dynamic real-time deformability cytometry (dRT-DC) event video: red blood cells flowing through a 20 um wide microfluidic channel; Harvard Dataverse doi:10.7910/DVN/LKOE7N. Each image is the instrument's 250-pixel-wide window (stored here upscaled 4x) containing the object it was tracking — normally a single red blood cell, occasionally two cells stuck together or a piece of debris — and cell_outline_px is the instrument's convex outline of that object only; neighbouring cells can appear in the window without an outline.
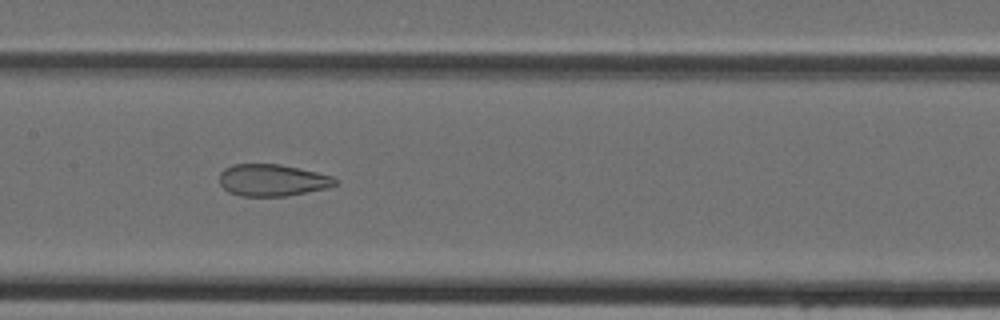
{"species": "Egyptian fruit bat (a non-hibernating species)", "species_latin": "Rousettus aegyptiacus", "temperature_condition": "cold", "stored_images_in_passage": 44, "camera_frame_rate_fps": 3000, "um_per_image_px": 0.085, "animal": {"sex": "female"}, "frame": {"image": 1, "passage_image": 20, "time_ms": 6.333, "image_size_px": [1000, 320], "cell_outline_px": [[336, 184], [324, 188], [288, 196], [240, 196], [228, 192], [220, 184], [220, 172], [224, 168], [232, 164], [280, 164], [300, 168], [332, 176], [336, 180]], "centroid_in_image_um": [23.1, 15.31], "position_along_channel_um": 184.3, "area_um2": 21.44}}
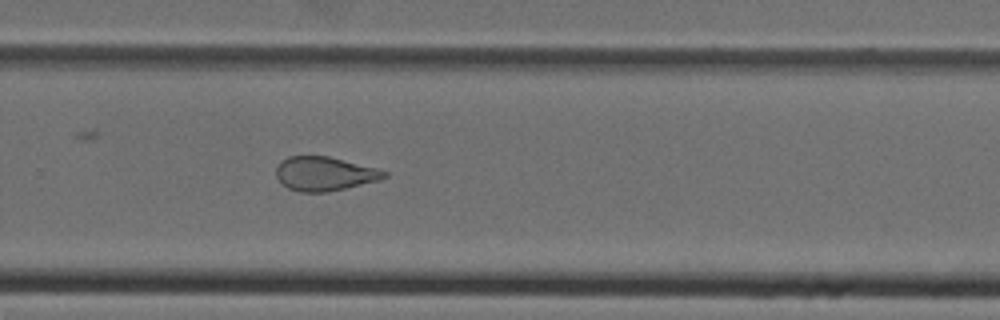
{"frame": {"image": 2, "passage_image": 28, "time_ms": 9.0, "image_size_px": [1000, 320], "cell_outline_px": [[388, 176], [380, 180], [328, 192], [300, 192], [288, 188], [276, 176], [276, 168], [280, 160], [288, 156], [328, 156], [376, 168], [388, 172]], "centroid_in_image_um": [27.58, 14.76], "position_along_channel_um": 302.2, "area_um2": 21.39}}
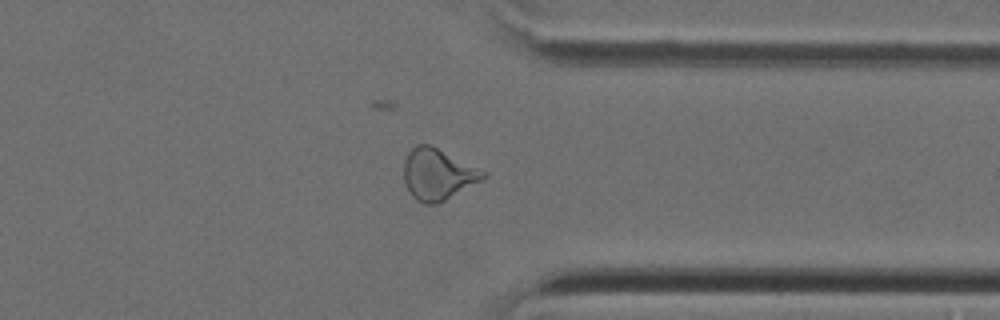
{"frame": {"image": 3, "passage_image": 33, "time_ms": 10.667, "image_size_px": [1000, 320], "cell_outline_px": [[488, 176], [444, 200], [436, 204], [424, 204], [416, 200], [412, 196], [404, 184], [404, 160], [408, 152], [416, 144], [428, 144], [488, 172]], "centroid_in_image_um": [37.18, 14.81], "position_along_channel_um": 374.2, "area_um2": 23.47}}